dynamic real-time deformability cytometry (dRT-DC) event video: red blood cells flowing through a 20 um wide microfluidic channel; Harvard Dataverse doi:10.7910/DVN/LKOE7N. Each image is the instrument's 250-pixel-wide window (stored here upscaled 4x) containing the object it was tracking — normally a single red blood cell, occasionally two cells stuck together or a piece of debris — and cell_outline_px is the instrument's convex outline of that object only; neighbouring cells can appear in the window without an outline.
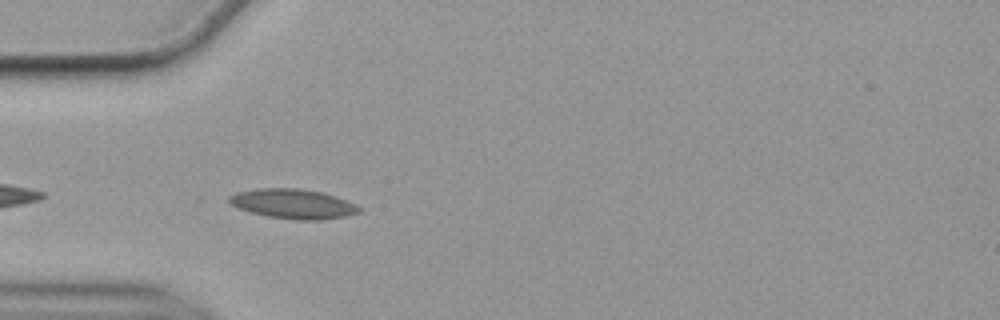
{"species": "common noctule bat (a hibernating species)", "species_latin": "Nyctalus noctula", "temperature_condition": "cold", "stored_images_in_passage": 26, "camera_frame_rate_fps": 3000, "um_per_image_px": 0.085, "animal": {"sex": "female", "body_mass_g": 19.9}, "frame": {"image": 1, "passage_image": 2, "time_ms": 0.333, "image_size_px": [1000, 320], "cell_outline_px": [[360, 212], [344, 216], [320, 220], [296, 220], [268, 216], [252, 212], [240, 208], [232, 204], [228, 200], [228, 196], [236, 192], [260, 188], [300, 188], [320, 192], [344, 200], [360, 208]], "centroid_in_image_um": [24.86, 17.32], "position_along_channel_um": 60.1, "area_um2": 21.96}}
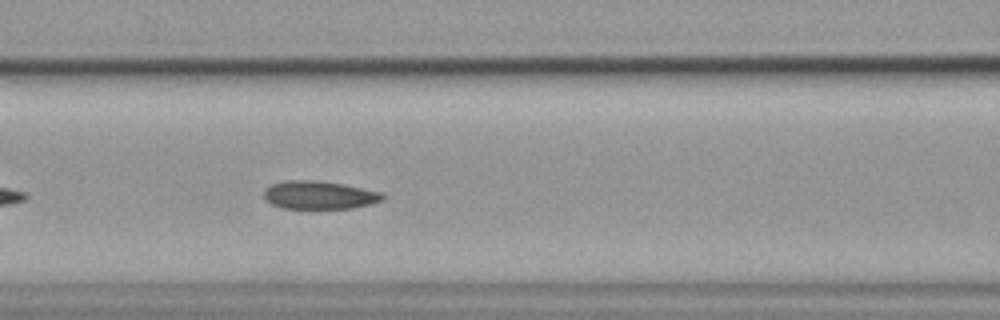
{"frame": {"image": 2, "passage_image": 9, "time_ms": 2.667, "image_size_px": [1000, 320], "cell_outline_px": [[384, 200], [372, 204], [352, 208], [284, 208], [272, 204], [264, 200], [264, 188], [272, 184], [284, 180], [316, 180], [340, 184], [384, 192]], "centroid_in_image_um": [27.13, 16.58], "position_along_channel_um": 139.5, "area_um2": 19.54}}
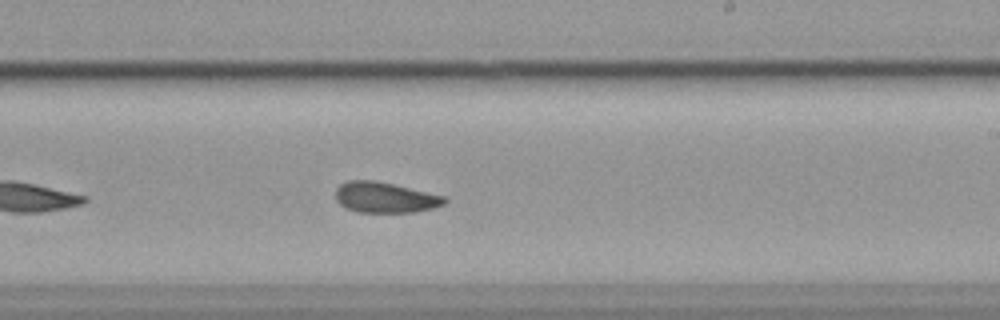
{"frame": {"image": 3, "passage_image": 19, "time_ms": 6.0, "image_size_px": [1000, 320], "cell_outline_px": [[448, 200], [444, 204], [432, 208], [412, 212], [356, 212], [340, 204], [336, 200], [336, 188], [340, 184], [348, 180], [376, 180], [444, 196]], "centroid_in_image_um": [32.7, 16.77], "position_along_channel_um": 256.3, "area_um2": 19.31}}